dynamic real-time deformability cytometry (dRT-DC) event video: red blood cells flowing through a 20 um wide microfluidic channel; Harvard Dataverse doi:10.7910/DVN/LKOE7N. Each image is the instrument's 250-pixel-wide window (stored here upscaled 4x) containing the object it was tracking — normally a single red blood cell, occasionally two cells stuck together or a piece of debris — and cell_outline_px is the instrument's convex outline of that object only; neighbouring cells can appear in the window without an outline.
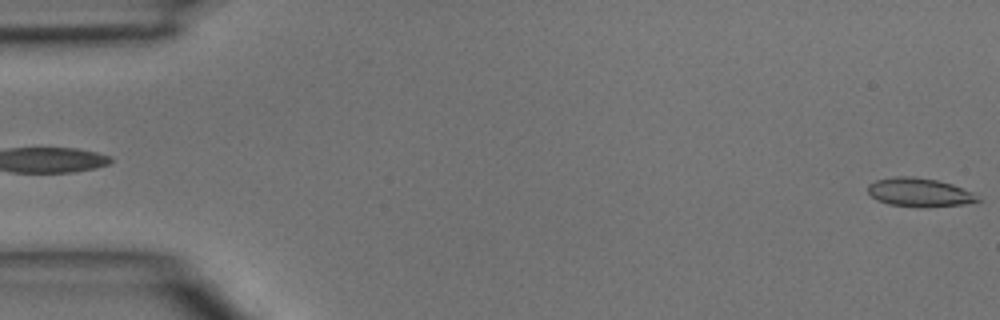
{"species": "common noctule bat (a hibernating species)", "species_latin": "Nyctalus noctula", "temperature_condition": "room temperature", "stored_images_in_passage": 4, "segment_of_instrument_passage": [2, 2], "camera_frame_rate_fps": 3000, "um_per_image_px": 0.085, "animal": {"sex": "male", "body_mass_g": 15.6}, "frame": {"image": 1, "passage_image": 4, "time_ms": 1.0, "image_size_px": [1000, 320], "cell_outline_px": [[984, 200], [964, 204], [924, 208], [920, 208], [888, 204], [876, 200], [868, 192], [868, 184], [876, 180], [896, 176], [912, 176], [936, 180], [952, 184], [972, 192]], "centroid_in_image_um": [78.16, 16.37], "position_along_channel_um": 6.8, "area_um2": 18.55}}